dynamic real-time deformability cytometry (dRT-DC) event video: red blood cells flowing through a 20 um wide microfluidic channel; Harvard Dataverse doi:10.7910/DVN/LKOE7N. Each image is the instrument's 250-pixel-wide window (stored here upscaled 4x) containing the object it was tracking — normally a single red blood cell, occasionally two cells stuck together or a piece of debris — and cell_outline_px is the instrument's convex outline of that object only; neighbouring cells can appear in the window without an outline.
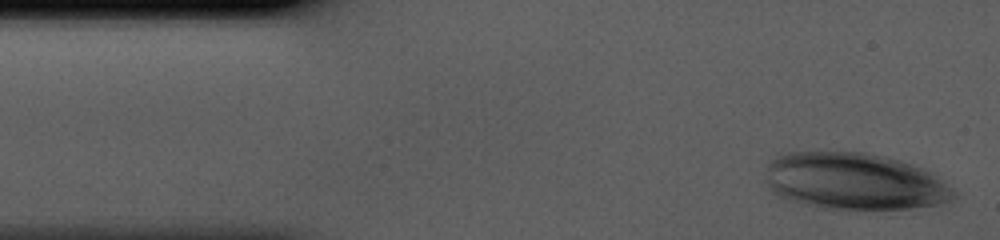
{"species": "human", "species_latin": "Homo sapiens", "temperature_condition": "cold", "stored_images_in_passage": 35, "camera_frame_rate_fps": 3000, "um_per_image_px": 0.085, "donor": {"sex": "male"}, "frame": {"image": 1, "passage_image": 1, "time_ms": 0.0, "image_size_px": [1000, 240], "cell_outline_px": [[956, 196], [940, 204], [912, 208], [848, 212], [820, 208], [776, 200], [768, 188], [764, 180], [768, 164], [776, 156], [788, 152], [864, 152], [888, 156], [900, 160], [920, 168], [928, 172], [940, 180], [956, 192]], "centroid_in_image_um": [72.49, 15.47], "position_along_channel_um": 12.5, "area_um2": 64.04}}
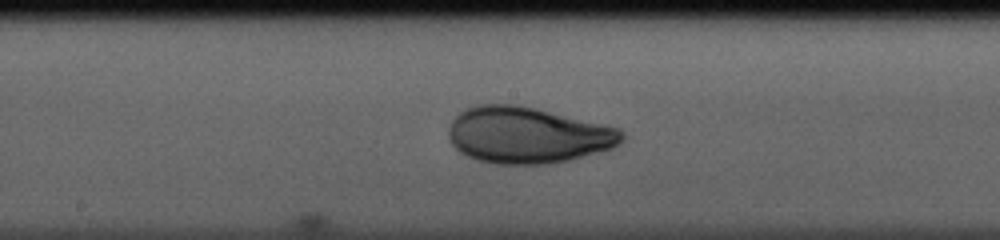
{"frame": {"image": 2, "passage_image": 20, "time_ms": 6.333, "image_size_px": [1000, 240], "cell_outline_px": [[624, 140], [620, 144], [612, 148], [568, 160], [548, 164], [496, 164], [480, 160], [468, 156], [460, 152], [448, 140], [448, 128], [452, 120], [460, 112], [476, 104], [516, 104], [620, 128], [624, 132]], "centroid_in_image_um": [44.83, 11.49], "position_along_channel_um": 203.4, "area_um2": 56.76}}
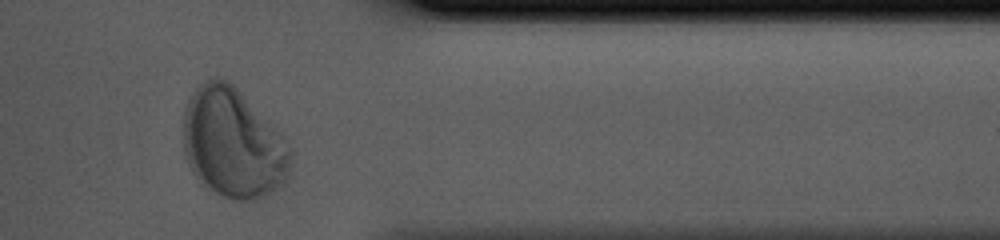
{"frame": {"image": 3, "passage_image": 34, "time_ms": 11.0, "image_size_px": [1000, 240], "cell_outline_px": [[292, 156], [284, 180], [276, 188], [256, 200], [232, 200], [200, 184], [196, 180], [188, 164], [184, 152], [184, 108], [192, 92], [208, 76], [224, 76], [284, 136]], "centroid_in_image_um": [19.75, 12.14], "position_along_channel_um": 391.6, "area_um2": 68.55}}